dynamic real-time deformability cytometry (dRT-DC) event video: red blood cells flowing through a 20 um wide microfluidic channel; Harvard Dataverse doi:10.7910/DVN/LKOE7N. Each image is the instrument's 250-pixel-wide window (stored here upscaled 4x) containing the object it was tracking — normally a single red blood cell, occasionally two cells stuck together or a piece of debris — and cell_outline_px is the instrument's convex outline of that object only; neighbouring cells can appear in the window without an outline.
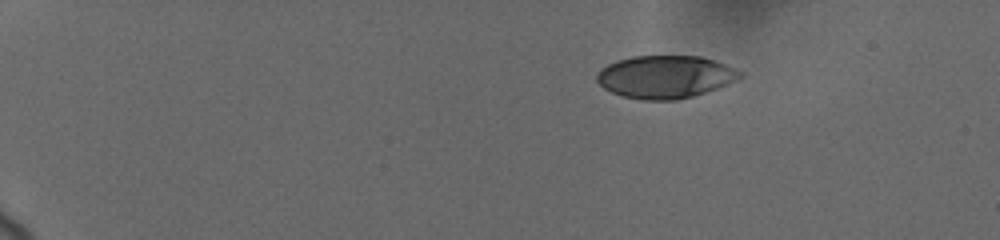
{"species": "human", "species_latin": "Homo sapiens", "temperature_condition": "cold", "stored_images_in_passage": 12, "camera_frame_rate_fps": 3000, "um_per_image_px": 0.085, "donor": {"sex": "female"}, "frame": {"image": 1, "passage_image": 1, "time_ms": 0.0, "image_size_px": [1000, 240], "cell_outline_px": [[744, 76], [736, 80], [716, 88], [692, 96], [676, 100], [644, 100], [624, 96], [612, 92], [604, 88], [596, 80], [596, 76], [600, 68], [616, 60], [632, 56], [700, 56], [724, 64], [744, 72]], "centroid_in_image_um": [56.53, 6.52], "position_along_channel_um": 28.5, "area_um2": 35.49}}
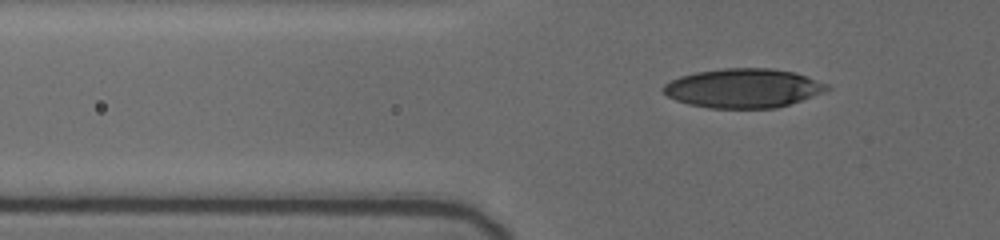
{"frame": {"image": 2, "passage_image": 9, "time_ms": 3.667, "image_size_px": [1000, 240], "cell_outline_px": [[832, 88], [824, 92], [776, 108], [708, 108], [688, 104], [676, 100], [668, 96], [660, 88], [664, 84], [680, 76], [696, 72], [724, 68], [772, 68], [796, 72], [828, 84]], "centroid_in_image_um": [63.18, 7.49], "position_along_channel_um": 62.6, "area_um2": 37.4}}
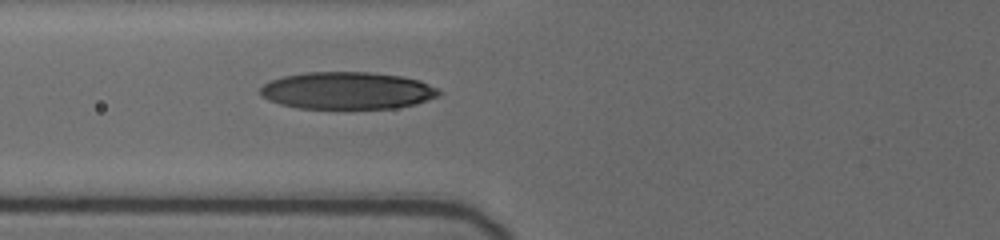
{"frame": {"image": 3, "passage_image": 12, "time_ms": 5.0, "image_size_px": [1000, 240], "cell_outline_px": [[444, 92], [440, 96], [416, 104], [396, 108], [300, 108], [280, 104], [268, 100], [260, 92], [260, 88], [264, 84], [272, 80], [284, 76], [308, 72], [372, 72], [400, 76], [420, 80]], "centroid_in_image_um": [29.57, 7.7], "position_along_channel_um": 96.2, "area_um2": 38.73}}